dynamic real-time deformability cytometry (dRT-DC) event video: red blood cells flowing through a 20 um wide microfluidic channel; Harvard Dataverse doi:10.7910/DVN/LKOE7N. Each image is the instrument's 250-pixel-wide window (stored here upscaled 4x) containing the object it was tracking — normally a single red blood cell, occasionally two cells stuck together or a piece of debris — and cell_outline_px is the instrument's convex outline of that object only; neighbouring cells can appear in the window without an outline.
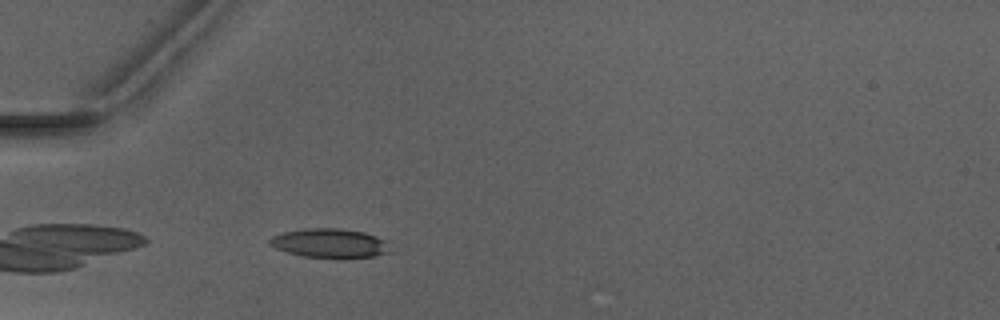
{"species": "Egyptian fruit bat (a non-hibernating species)", "species_latin": "Rousettus aegyptiacus", "temperature_condition": "warm", "stored_images_in_passage": 37, "camera_frame_rate_fps": 3000, "um_per_image_px": 0.085, "animal": {"sex": "male"}, "frame": {"image": 1, "passage_image": 2, "time_ms": 0.333, "image_size_px": [1000, 320], "cell_outline_px": [[388, 252], [372, 256], [300, 256], [276, 248], [268, 244], [268, 240], [272, 236], [284, 232], [304, 228], [340, 228], [364, 232], [376, 236], [384, 240]], "centroid_in_image_um": [27.93, 20.63], "position_along_channel_um": 57.1, "area_um2": 19.71}}
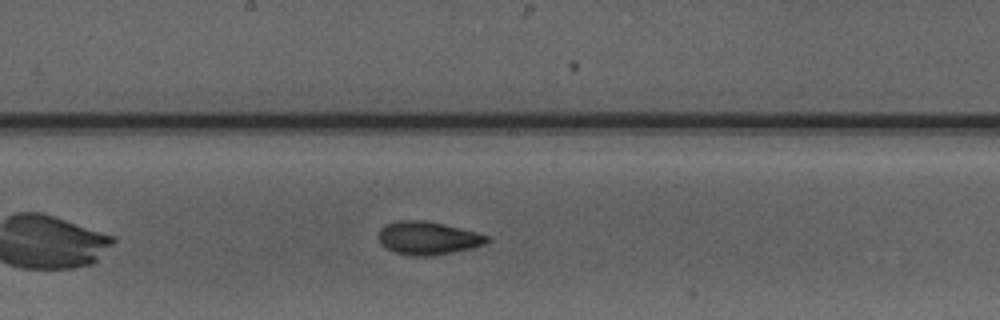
{"frame": {"image": 2, "passage_image": 14, "time_ms": 4.333, "image_size_px": [1000, 320], "cell_outline_px": [[492, 240], [484, 244], [472, 248], [432, 256], [408, 256], [392, 252], [384, 248], [380, 244], [380, 228], [384, 224], [400, 220], [424, 220], [444, 224], [492, 236]], "centroid_in_image_um": [36.37, 20.24], "position_along_channel_um": 211.8, "area_um2": 21.27}}
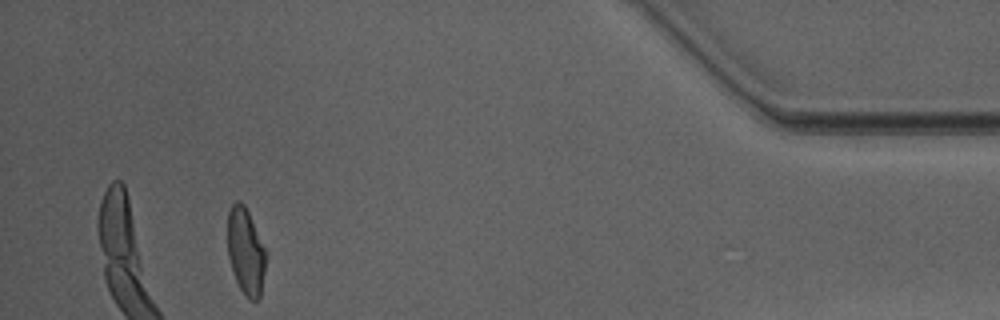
{"frame": {"image": 3, "passage_image": 33, "time_ms": 10.667, "image_size_px": [1000, 320], "cell_outline_px": [[264, 272], [260, 296], [256, 300], [248, 300], [240, 288], [236, 280], [228, 256], [228, 212], [232, 204], [236, 200], [240, 200], [244, 204], [248, 212], [264, 248]], "centroid_in_image_um": [20.85, 21.36], "position_along_channel_um": 414.3, "area_um2": 18.79}, "authors_computed_cell_mechanics": {"area_um2": 19.8832, "velocity_mm_per_s": 4.1085, "shape_relaxation_time_tau1_ms": 6.2679, "shape_relaxation_time_tau2_ms": 1.5108, "deformation_change_tau1": 0.188, "deformation_change_tau2": 0.086}}